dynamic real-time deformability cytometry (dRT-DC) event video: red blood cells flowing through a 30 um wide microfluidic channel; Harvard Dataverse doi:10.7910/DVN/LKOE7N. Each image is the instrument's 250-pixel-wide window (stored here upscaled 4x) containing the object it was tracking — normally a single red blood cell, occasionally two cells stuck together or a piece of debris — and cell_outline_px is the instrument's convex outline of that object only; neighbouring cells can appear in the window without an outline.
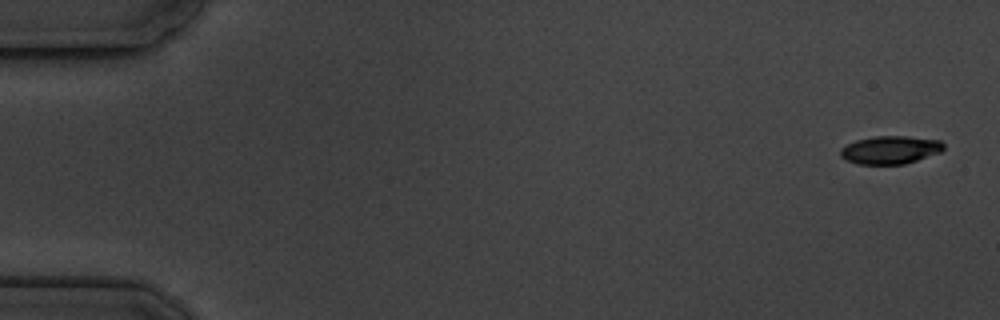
{"species": "common noctule bat (a hibernating species)", "species_latin": "Nyctalus noctula", "temperature_condition": "cold", "stored_images_in_passage": 6, "camera_frame_rate_fps": 3000, "um_per_image_px": 0.085, "animal": {"sex": "male", "body_mass_g": 19.5, "forearm_length_mm": 54.6}, "frame": {"image": 1, "passage_image": 1, "time_ms": 0.0, "image_size_px": [1000, 320], "cell_outline_px": [[944, 148], [940, 152], [904, 164], [856, 164], [844, 160], [840, 156], [840, 148], [856, 140], [876, 136], [908, 136], [940, 140], [944, 144]], "centroid_in_image_um": [75.64, 12.74], "position_along_channel_um": 9.4, "area_um2": 16.88}}
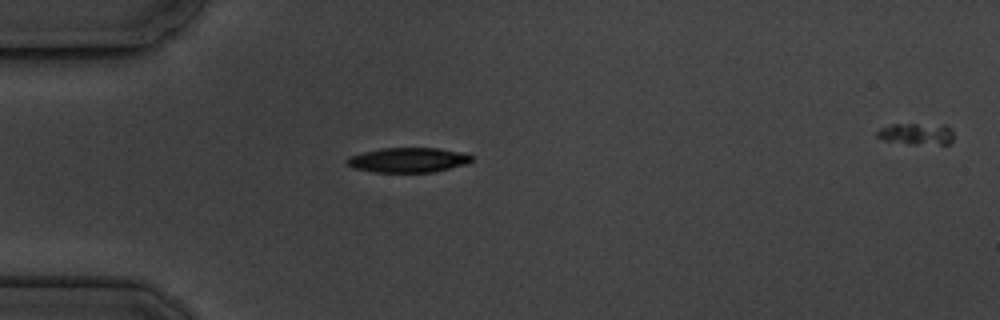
{"frame": {"image": 2, "passage_image": 5, "time_ms": 4.667, "image_size_px": [1000, 320], "cell_outline_px": [[472, 160], [468, 164], [432, 172], [376, 172], [352, 168], [344, 164], [352, 156], [364, 152], [380, 148], [436, 148], [468, 152], [472, 156]], "centroid_in_image_um": [34.74, 13.6], "position_along_channel_um": 50.3, "area_um2": 18.09}}